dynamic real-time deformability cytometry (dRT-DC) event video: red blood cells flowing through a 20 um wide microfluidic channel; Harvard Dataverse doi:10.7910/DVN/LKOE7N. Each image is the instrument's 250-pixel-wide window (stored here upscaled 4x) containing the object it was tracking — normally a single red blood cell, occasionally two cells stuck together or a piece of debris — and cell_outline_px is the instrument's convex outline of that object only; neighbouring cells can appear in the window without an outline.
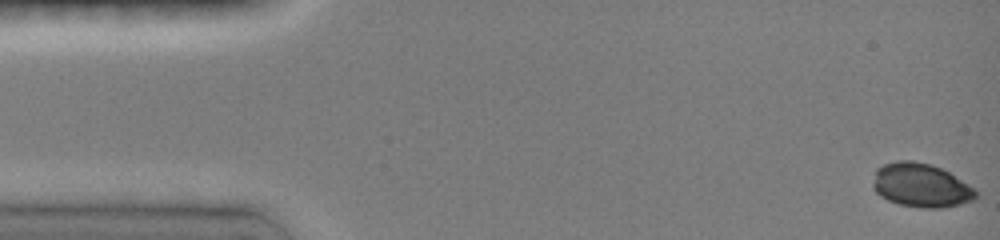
{"species": "common noctule bat (a hibernating species)", "species_latin": "Nyctalus noctula", "temperature_condition": "room temperature", "stored_images_in_passage": 34, "camera_frame_rate_fps": 3000, "um_per_image_px": 0.085, "animal": {"sex": "female", "body_mass_g": 19.0, "forearm_length_mm": 51.5}, "frame": {"image": 1, "passage_image": 1, "time_ms": 0.0, "image_size_px": [1000, 240], "cell_outline_px": [[976, 200], [960, 204], [940, 208], [920, 208], [900, 204], [888, 200], [880, 196], [872, 188], [872, 184], [876, 168], [884, 164], [896, 160], [912, 160], [928, 164], [940, 168], [948, 172], [976, 188]], "centroid_in_image_um": [78.27, 15.76], "position_along_channel_um": 6.7, "area_um2": 26.41}}
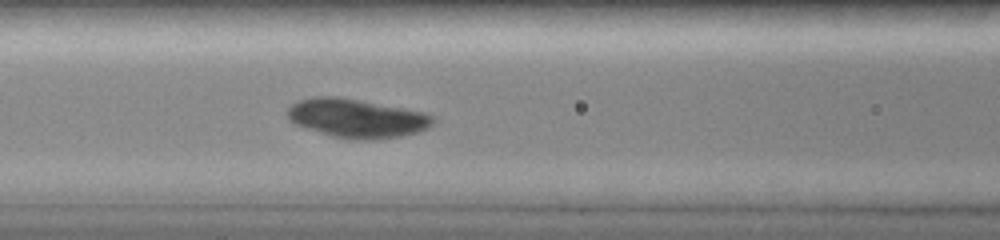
{"frame": {"image": 2, "passage_image": 21, "time_ms": 6.333, "image_size_px": [1000, 240], "cell_outline_px": [[432, 124], [428, 128], [420, 132], [404, 136], [376, 140], [344, 140], [296, 124], [288, 120], [284, 112], [292, 104], [300, 100], [312, 96], [340, 96], [424, 112], [432, 116]], "centroid_in_image_um": [30.3, 10.06], "position_along_channel_um": 136.3, "area_um2": 33.35}}
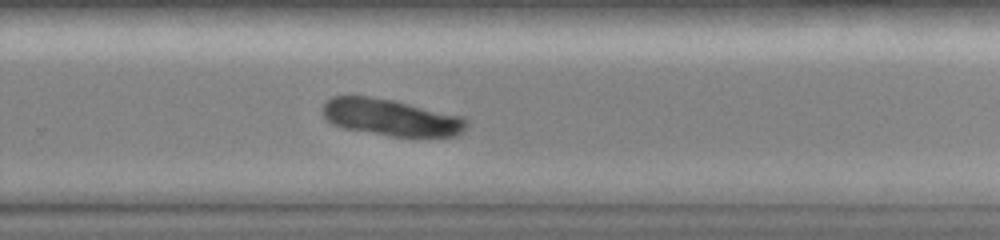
{"frame": {"image": 3, "passage_image": 34, "time_ms": 10.333, "image_size_px": [1000, 240], "cell_outline_px": [[468, 124], [464, 132], [456, 136], [392, 136], [344, 128], [332, 124], [324, 116], [320, 108], [332, 96], [368, 96], [392, 100], [460, 116], [468, 120]], "centroid_in_image_um": [33.21, 9.98], "position_along_channel_um": 296.6, "area_um2": 30.52}}